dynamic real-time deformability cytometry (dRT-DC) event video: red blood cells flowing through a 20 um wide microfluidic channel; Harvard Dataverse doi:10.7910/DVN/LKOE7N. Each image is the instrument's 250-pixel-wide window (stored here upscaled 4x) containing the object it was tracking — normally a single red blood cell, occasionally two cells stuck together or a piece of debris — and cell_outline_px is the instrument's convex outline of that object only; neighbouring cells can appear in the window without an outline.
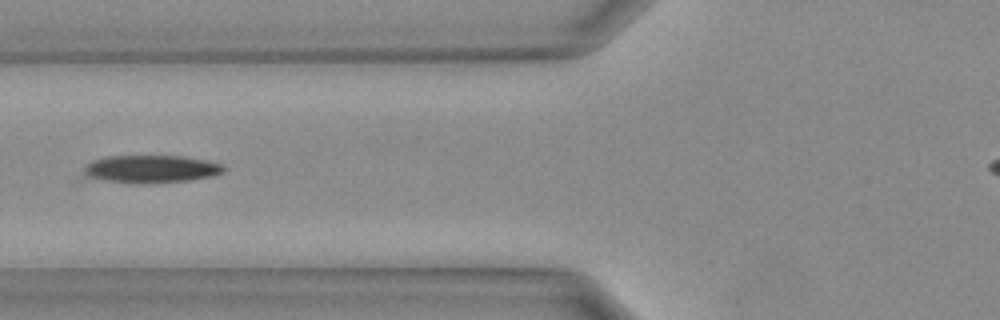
{"species": "Egyptian fruit bat (a non-hibernating species)", "species_latin": "Rousettus aegyptiacus", "temperature_condition": "warm", "stored_images_in_passage": 13, "camera_frame_rate_fps": 3000, "um_per_image_px": 0.085, "animal": {"sex": "female"}, "frame": {"image": 1, "passage_image": 9, "time_ms": 2.667, "image_size_px": [1000, 320], "cell_outline_px": [[224, 172], [212, 176], [188, 180], [108, 180], [88, 176], [84, 172], [84, 168], [92, 160], [104, 156], [184, 156], [208, 160], [220, 164], [224, 168]], "centroid_in_image_um": [12.9, 14.29], "position_along_channel_um": 112.9, "area_um2": 21.15}}
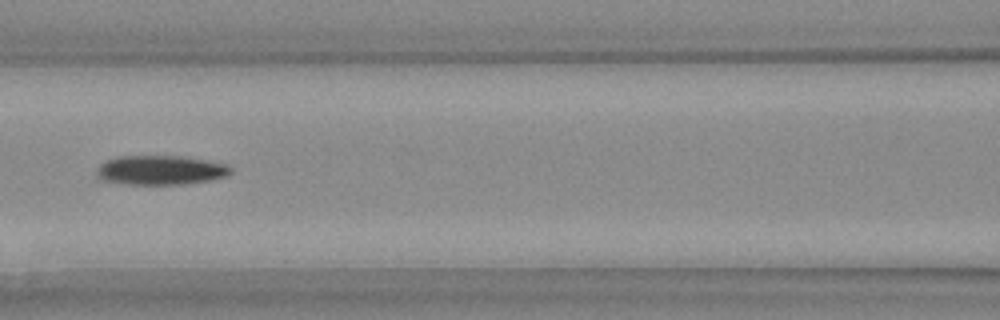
{"frame": {"image": 2, "passage_image": 11, "time_ms": 3.333, "image_size_px": [1000, 320], "cell_outline_px": [[232, 172], [224, 176], [208, 180], [180, 184], [128, 184], [100, 180], [96, 176], [96, 172], [100, 164], [116, 156], [180, 156], [228, 164], [232, 168]], "centroid_in_image_um": [13.6, 14.46], "position_along_channel_um": 153.0, "area_um2": 22.77}}